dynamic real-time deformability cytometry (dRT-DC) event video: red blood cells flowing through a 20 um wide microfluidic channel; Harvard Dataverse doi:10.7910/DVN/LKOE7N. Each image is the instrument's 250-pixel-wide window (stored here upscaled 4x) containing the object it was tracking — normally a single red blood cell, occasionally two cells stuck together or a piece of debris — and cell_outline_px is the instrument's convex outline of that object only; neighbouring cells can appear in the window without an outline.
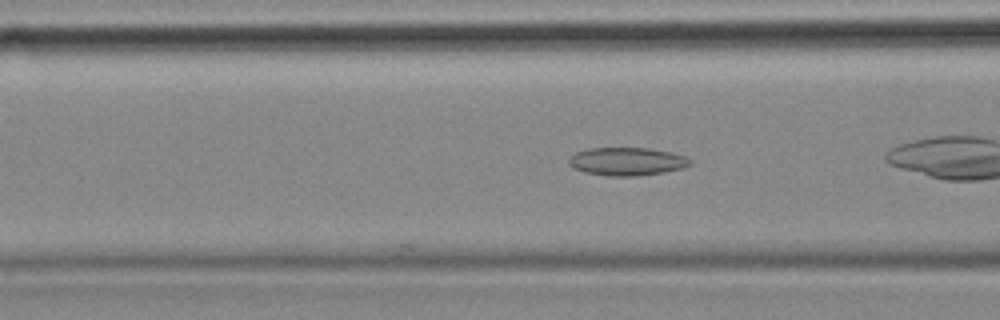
{"species": "common noctule bat (a hibernating species)", "species_latin": "Nyctalus noctula", "temperature_condition": "cold", "stored_images_in_passage": 18, "camera_frame_rate_fps": 3000, "um_per_image_px": 0.085, "animal": {"sex": "female", "body_mass_g": 18.4}, "frame": {"image": 1, "passage_image": 18, "time_ms": 5.667, "image_size_px": [1000, 320], "cell_outline_px": [[692, 164], [684, 168], [664, 172], [636, 176], [608, 176], [584, 172], [568, 164], [568, 160], [576, 152], [588, 148], [648, 148], [672, 152], [684, 156], [692, 160]], "centroid_in_image_um": [53.32, 13.72], "position_along_channel_um": 113.3, "area_um2": 19.88}}